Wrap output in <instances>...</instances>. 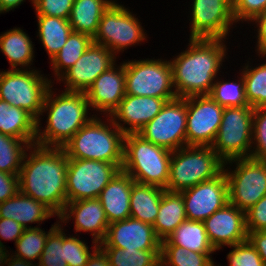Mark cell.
<instances>
[{
  "label": "cell",
  "mask_w": 266,
  "mask_h": 266,
  "mask_svg": "<svg viewBox=\"0 0 266 266\" xmlns=\"http://www.w3.org/2000/svg\"><path fill=\"white\" fill-rule=\"evenodd\" d=\"M28 149L31 153L29 157L25 154L26 161L23 160L18 174L19 192L43 203L59 216L67 203L68 157L63 147L33 144Z\"/></svg>",
  "instance_id": "cell-1"
},
{
  "label": "cell",
  "mask_w": 266,
  "mask_h": 266,
  "mask_svg": "<svg viewBox=\"0 0 266 266\" xmlns=\"http://www.w3.org/2000/svg\"><path fill=\"white\" fill-rule=\"evenodd\" d=\"M223 41L220 38H190L188 50L170 61L178 98L210 94L226 55Z\"/></svg>",
  "instance_id": "cell-2"
},
{
  "label": "cell",
  "mask_w": 266,
  "mask_h": 266,
  "mask_svg": "<svg viewBox=\"0 0 266 266\" xmlns=\"http://www.w3.org/2000/svg\"><path fill=\"white\" fill-rule=\"evenodd\" d=\"M49 88L42 113L49 111L46 128L37 126L35 144L44 147H63L72 136L92 118H88L90 104L86 93L64 91L59 96Z\"/></svg>",
  "instance_id": "cell-3"
},
{
  "label": "cell",
  "mask_w": 266,
  "mask_h": 266,
  "mask_svg": "<svg viewBox=\"0 0 266 266\" xmlns=\"http://www.w3.org/2000/svg\"><path fill=\"white\" fill-rule=\"evenodd\" d=\"M102 122L92 117L72 138L63 146L68 158L96 160L117 164L120 168L124 160L125 134L114 124ZM111 126L114 130L111 129Z\"/></svg>",
  "instance_id": "cell-4"
},
{
  "label": "cell",
  "mask_w": 266,
  "mask_h": 266,
  "mask_svg": "<svg viewBox=\"0 0 266 266\" xmlns=\"http://www.w3.org/2000/svg\"><path fill=\"white\" fill-rule=\"evenodd\" d=\"M172 151L145 140L138 133L125 134L121 170L138 183L166 189Z\"/></svg>",
  "instance_id": "cell-5"
},
{
  "label": "cell",
  "mask_w": 266,
  "mask_h": 266,
  "mask_svg": "<svg viewBox=\"0 0 266 266\" xmlns=\"http://www.w3.org/2000/svg\"><path fill=\"white\" fill-rule=\"evenodd\" d=\"M225 162L211 146H185L172 151L166 190L181 192L215 178Z\"/></svg>",
  "instance_id": "cell-6"
},
{
  "label": "cell",
  "mask_w": 266,
  "mask_h": 266,
  "mask_svg": "<svg viewBox=\"0 0 266 266\" xmlns=\"http://www.w3.org/2000/svg\"><path fill=\"white\" fill-rule=\"evenodd\" d=\"M37 70L10 69L0 72V100L30 113L40 124L42 107L51 81Z\"/></svg>",
  "instance_id": "cell-7"
},
{
  "label": "cell",
  "mask_w": 266,
  "mask_h": 266,
  "mask_svg": "<svg viewBox=\"0 0 266 266\" xmlns=\"http://www.w3.org/2000/svg\"><path fill=\"white\" fill-rule=\"evenodd\" d=\"M253 111L250 105L224 108L221 124L211 145L224 162L251 156Z\"/></svg>",
  "instance_id": "cell-8"
},
{
  "label": "cell",
  "mask_w": 266,
  "mask_h": 266,
  "mask_svg": "<svg viewBox=\"0 0 266 266\" xmlns=\"http://www.w3.org/2000/svg\"><path fill=\"white\" fill-rule=\"evenodd\" d=\"M124 68L126 94L164 98L167 102L177 98L172 90L174 85L169 61L132 60L125 62Z\"/></svg>",
  "instance_id": "cell-9"
},
{
  "label": "cell",
  "mask_w": 266,
  "mask_h": 266,
  "mask_svg": "<svg viewBox=\"0 0 266 266\" xmlns=\"http://www.w3.org/2000/svg\"><path fill=\"white\" fill-rule=\"evenodd\" d=\"M232 172L224 170L228 180L229 202L246 212L266 195V160L252 157L236 158Z\"/></svg>",
  "instance_id": "cell-10"
},
{
  "label": "cell",
  "mask_w": 266,
  "mask_h": 266,
  "mask_svg": "<svg viewBox=\"0 0 266 266\" xmlns=\"http://www.w3.org/2000/svg\"><path fill=\"white\" fill-rule=\"evenodd\" d=\"M120 170L113 163L68 158L67 202L98 198L103 188Z\"/></svg>",
  "instance_id": "cell-11"
},
{
  "label": "cell",
  "mask_w": 266,
  "mask_h": 266,
  "mask_svg": "<svg viewBox=\"0 0 266 266\" xmlns=\"http://www.w3.org/2000/svg\"><path fill=\"white\" fill-rule=\"evenodd\" d=\"M128 10L114 1L103 13L93 43L103 45L116 55L124 48L145 40L140 22Z\"/></svg>",
  "instance_id": "cell-12"
},
{
  "label": "cell",
  "mask_w": 266,
  "mask_h": 266,
  "mask_svg": "<svg viewBox=\"0 0 266 266\" xmlns=\"http://www.w3.org/2000/svg\"><path fill=\"white\" fill-rule=\"evenodd\" d=\"M187 97L166 102L139 132L145 140L175 151L186 146Z\"/></svg>",
  "instance_id": "cell-13"
},
{
  "label": "cell",
  "mask_w": 266,
  "mask_h": 266,
  "mask_svg": "<svg viewBox=\"0 0 266 266\" xmlns=\"http://www.w3.org/2000/svg\"><path fill=\"white\" fill-rule=\"evenodd\" d=\"M224 107L210 95L187 97L186 146H211L222 120Z\"/></svg>",
  "instance_id": "cell-14"
},
{
  "label": "cell",
  "mask_w": 266,
  "mask_h": 266,
  "mask_svg": "<svg viewBox=\"0 0 266 266\" xmlns=\"http://www.w3.org/2000/svg\"><path fill=\"white\" fill-rule=\"evenodd\" d=\"M190 38L225 39L233 17V0H193Z\"/></svg>",
  "instance_id": "cell-15"
},
{
  "label": "cell",
  "mask_w": 266,
  "mask_h": 266,
  "mask_svg": "<svg viewBox=\"0 0 266 266\" xmlns=\"http://www.w3.org/2000/svg\"><path fill=\"white\" fill-rule=\"evenodd\" d=\"M187 220L203 222L229 202L224 170L215 178L181 191Z\"/></svg>",
  "instance_id": "cell-16"
},
{
  "label": "cell",
  "mask_w": 266,
  "mask_h": 266,
  "mask_svg": "<svg viewBox=\"0 0 266 266\" xmlns=\"http://www.w3.org/2000/svg\"><path fill=\"white\" fill-rule=\"evenodd\" d=\"M115 58L109 49L92 42L59 80L66 81L65 91L85 93L100 74L115 65Z\"/></svg>",
  "instance_id": "cell-17"
},
{
  "label": "cell",
  "mask_w": 266,
  "mask_h": 266,
  "mask_svg": "<svg viewBox=\"0 0 266 266\" xmlns=\"http://www.w3.org/2000/svg\"><path fill=\"white\" fill-rule=\"evenodd\" d=\"M99 247H118L128 250H161V240L150 224L129 217L109 224Z\"/></svg>",
  "instance_id": "cell-18"
},
{
  "label": "cell",
  "mask_w": 266,
  "mask_h": 266,
  "mask_svg": "<svg viewBox=\"0 0 266 266\" xmlns=\"http://www.w3.org/2000/svg\"><path fill=\"white\" fill-rule=\"evenodd\" d=\"M208 238L215 250L247 240L245 212L228 202L203 221Z\"/></svg>",
  "instance_id": "cell-19"
},
{
  "label": "cell",
  "mask_w": 266,
  "mask_h": 266,
  "mask_svg": "<svg viewBox=\"0 0 266 266\" xmlns=\"http://www.w3.org/2000/svg\"><path fill=\"white\" fill-rule=\"evenodd\" d=\"M166 102L164 98L126 94L109 118L124 134L138 133L161 111ZM119 121L130 127L123 126Z\"/></svg>",
  "instance_id": "cell-20"
},
{
  "label": "cell",
  "mask_w": 266,
  "mask_h": 266,
  "mask_svg": "<svg viewBox=\"0 0 266 266\" xmlns=\"http://www.w3.org/2000/svg\"><path fill=\"white\" fill-rule=\"evenodd\" d=\"M115 67L113 65L100 74L85 92L90 107L106 112L109 116L126 95L124 63L119 69Z\"/></svg>",
  "instance_id": "cell-21"
},
{
  "label": "cell",
  "mask_w": 266,
  "mask_h": 266,
  "mask_svg": "<svg viewBox=\"0 0 266 266\" xmlns=\"http://www.w3.org/2000/svg\"><path fill=\"white\" fill-rule=\"evenodd\" d=\"M72 216L75 219V232L89 231L91 234L93 233V244L95 242L99 244L103 241L109 222L98 198L67 202L58 217L64 223Z\"/></svg>",
  "instance_id": "cell-22"
},
{
  "label": "cell",
  "mask_w": 266,
  "mask_h": 266,
  "mask_svg": "<svg viewBox=\"0 0 266 266\" xmlns=\"http://www.w3.org/2000/svg\"><path fill=\"white\" fill-rule=\"evenodd\" d=\"M134 180L120 170L103 188L98 199L109 224L130 217V196Z\"/></svg>",
  "instance_id": "cell-23"
},
{
  "label": "cell",
  "mask_w": 266,
  "mask_h": 266,
  "mask_svg": "<svg viewBox=\"0 0 266 266\" xmlns=\"http://www.w3.org/2000/svg\"><path fill=\"white\" fill-rule=\"evenodd\" d=\"M55 214L43 203L18 192L13 197L0 203V218L13 219L25 229L27 223H40Z\"/></svg>",
  "instance_id": "cell-24"
},
{
  "label": "cell",
  "mask_w": 266,
  "mask_h": 266,
  "mask_svg": "<svg viewBox=\"0 0 266 266\" xmlns=\"http://www.w3.org/2000/svg\"><path fill=\"white\" fill-rule=\"evenodd\" d=\"M0 133L35 144L37 120L27 111L0 100Z\"/></svg>",
  "instance_id": "cell-25"
},
{
  "label": "cell",
  "mask_w": 266,
  "mask_h": 266,
  "mask_svg": "<svg viewBox=\"0 0 266 266\" xmlns=\"http://www.w3.org/2000/svg\"><path fill=\"white\" fill-rule=\"evenodd\" d=\"M165 190L134 181L130 196V217L153 226Z\"/></svg>",
  "instance_id": "cell-26"
},
{
  "label": "cell",
  "mask_w": 266,
  "mask_h": 266,
  "mask_svg": "<svg viewBox=\"0 0 266 266\" xmlns=\"http://www.w3.org/2000/svg\"><path fill=\"white\" fill-rule=\"evenodd\" d=\"M185 220L187 217L182 193L165 190L153 224L156 236L161 241L165 240Z\"/></svg>",
  "instance_id": "cell-27"
},
{
  "label": "cell",
  "mask_w": 266,
  "mask_h": 266,
  "mask_svg": "<svg viewBox=\"0 0 266 266\" xmlns=\"http://www.w3.org/2000/svg\"><path fill=\"white\" fill-rule=\"evenodd\" d=\"M113 2L112 0H74L69 17L72 31L85 33L93 38L103 13Z\"/></svg>",
  "instance_id": "cell-28"
},
{
  "label": "cell",
  "mask_w": 266,
  "mask_h": 266,
  "mask_svg": "<svg viewBox=\"0 0 266 266\" xmlns=\"http://www.w3.org/2000/svg\"><path fill=\"white\" fill-rule=\"evenodd\" d=\"M161 245H177L188 251L198 253H213V248L205 230L203 222L185 220L181 223Z\"/></svg>",
  "instance_id": "cell-29"
},
{
  "label": "cell",
  "mask_w": 266,
  "mask_h": 266,
  "mask_svg": "<svg viewBox=\"0 0 266 266\" xmlns=\"http://www.w3.org/2000/svg\"><path fill=\"white\" fill-rule=\"evenodd\" d=\"M0 49L8 58L12 69L31 66L34 58L33 44L29 36L20 28L11 29L0 36ZM22 66L21 68H16Z\"/></svg>",
  "instance_id": "cell-30"
},
{
  "label": "cell",
  "mask_w": 266,
  "mask_h": 266,
  "mask_svg": "<svg viewBox=\"0 0 266 266\" xmlns=\"http://www.w3.org/2000/svg\"><path fill=\"white\" fill-rule=\"evenodd\" d=\"M37 19L39 38L52 60L66 43L72 27L68 19L46 15H37Z\"/></svg>",
  "instance_id": "cell-31"
},
{
  "label": "cell",
  "mask_w": 266,
  "mask_h": 266,
  "mask_svg": "<svg viewBox=\"0 0 266 266\" xmlns=\"http://www.w3.org/2000/svg\"><path fill=\"white\" fill-rule=\"evenodd\" d=\"M92 42L93 38L88 34L71 32L62 49L51 60L57 80L75 64ZM62 69L65 70L63 73Z\"/></svg>",
  "instance_id": "cell-32"
},
{
  "label": "cell",
  "mask_w": 266,
  "mask_h": 266,
  "mask_svg": "<svg viewBox=\"0 0 266 266\" xmlns=\"http://www.w3.org/2000/svg\"><path fill=\"white\" fill-rule=\"evenodd\" d=\"M110 266H160L161 250H128L118 247H100Z\"/></svg>",
  "instance_id": "cell-33"
},
{
  "label": "cell",
  "mask_w": 266,
  "mask_h": 266,
  "mask_svg": "<svg viewBox=\"0 0 266 266\" xmlns=\"http://www.w3.org/2000/svg\"><path fill=\"white\" fill-rule=\"evenodd\" d=\"M30 146L28 142L0 133V171L18 175L26 154L25 151H28Z\"/></svg>",
  "instance_id": "cell-34"
},
{
  "label": "cell",
  "mask_w": 266,
  "mask_h": 266,
  "mask_svg": "<svg viewBox=\"0 0 266 266\" xmlns=\"http://www.w3.org/2000/svg\"><path fill=\"white\" fill-rule=\"evenodd\" d=\"M212 253L188 251L177 245H161L160 266H212Z\"/></svg>",
  "instance_id": "cell-35"
},
{
  "label": "cell",
  "mask_w": 266,
  "mask_h": 266,
  "mask_svg": "<svg viewBox=\"0 0 266 266\" xmlns=\"http://www.w3.org/2000/svg\"><path fill=\"white\" fill-rule=\"evenodd\" d=\"M245 80V97L254 109L266 107V63L251 69L247 64L242 71Z\"/></svg>",
  "instance_id": "cell-36"
},
{
  "label": "cell",
  "mask_w": 266,
  "mask_h": 266,
  "mask_svg": "<svg viewBox=\"0 0 266 266\" xmlns=\"http://www.w3.org/2000/svg\"><path fill=\"white\" fill-rule=\"evenodd\" d=\"M58 223L52 225L49 232L43 231L38 226L36 228L24 229L22 236L17 240L15 246L17 248V253H14L17 257H20L26 261L31 262L35 259H40L43 253L44 246L46 244L48 233L52 231Z\"/></svg>",
  "instance_id": "cell-37"
},
{
  "label": "cell",
  "mask_w": 266,
  "mask_h": 266,
  "mask_svg": "<svg viewBox=\"0 0 266 266\" xmlns=\"http://www.w3.org/2000/svg\"><path fill=\"white\" fill-rule=\"evenodd\" d=\"M216 82V83H215ZM210 96L222 107H241L248 105L245 97V80L241 74L238 83L215 81Z\"/></svg>",
  "instance_id": "cell-38"
},
{
  "label": "cell",
  "mask_w": 266,
  "mask_h": 266,
  "mask_svg": "<svg viewBox=\"0 0 266 266\" xmlns=\"http://www.w3.org/2000/svg\"><path fill=\"white\" fill-rule=\"evenodd\" d=\"M58 224L50 233L39 259L38 266H68L64 254V232Z\"/></svg>",
  "instance_id": "cell-39"
},
{
  "label": "cell",
  "mask_w": 266,
  "mask_h": 266,
  "mask_svg": "<svg viewBox=\"0 0 266 266\" xmlns=\"http://www.w3.org/2000/svg\"><path fill=\"white\" fill-rule=\"evenodd\" d=\"M252 139L256 148L251 150L250 157L266 160V107L255 108L253 111Z\"/></svg>",
  "instance_id": "cell-40"
},
{
  "label": "cell",
  "mask_w": 266,
  "mask_h": 266,
  "mask_svg": "<svg viewBox=\"0 0 266 266\" xmlns=\"http://www.w3.org/2000/svg\"><path fill=\"white\" fill-rule=\"evenodd\" d=\"M228 253L229 266H265L264 261L248 240L235 244Z\"/></svg>",
  "instance_id": "cell-41"
},
{
  "label": "cell",
  "mask_w": 266,
  "mask_h": 266,
  "mask_svg": "<svg viewBox=\"0 0 266 266\" xmlns=\"http://www.w3.org/2000/svg\"><path fill=\"white\" fill-rule=\"evenodd\" d=\"M88 246L76 237L64 233V254L68 266H85L91 256Z\"/></svg>",
  "instance_id": "cell-42"
},
{
  "label": "cell",
  "mask_w": 266,
  "mask_h": 266,
  "mask_svg": "<svg viewBox=\"0 0 266 266\" xmlns=\"http://www.w3.org/2000/svg\"><path fill=\"white\" fill-rule=\"evenodd\" d=\"M74 0H35L36 15H46L68 19Z\"/></svg>",
  "instance_id": "cell-43"
},
{
  "label": "cell",
  "mask_w": 266,
  "mask_h": 266,
  "mask_svg": "<svg viewBox=\"0 0 266 266\" xmlns=\"http://www.w3.org/2000/svg\"><path fill=\"white\" fill-rule=\"evenodd\" d=\"M266 10V0H233L235 22L250 20Z\"/></svg>",
  "instance_id": "cell-44"
},
{
  "label": "cell",
  "mask_w": 266,
  "mask_h": 266,
  "mask_svg": "<svg viewBox=\"0 0 266 266\" xmlns=\"http://www.w3.org/2000/svg\"><path fill=\"white\" fill-rule=\"evenodd\" d=\"M247 232L266 231V195L245 212Z\"/></svg>",
  "instance_id": "cell-45"
},
{
  "label": "cell",
  "mask_w": 266,
  "mask_h": 266,
  "mask_svg": "<svg viewBox=\"0 0 266 266\" xmlns=\"http://www.w3.org/2000/svg\"><path fill=\"white\" fill-rule=\"evenodd\" d=\"M19 192V177L0 171V203L13 197Z\"/></svg>",
  "instance_id": "cell-46"
},
{
  "label": "cell",
  "mask_w": 266,
  "mask_h": 266,
  "mask_svg": "<svg viewBox=\"0 0 266 266\" xmlns=\"http://www.w3.org/2000/svg\"><path fill=\"white\" fill-rule=\"evenodd\" d=\"M24 227L13 219L0 218V238L14 240L15 243L22 236Z\"/></svg>",
  "instance_id": "cell-47"
},
{
  "label": "cell",
  "mask_w": 266,
  "mask_h": 266,
  "mask_svg": "<svg viewBox=\"0 0 266 266\" xmlns=\"http://www.w3.org/2000/svg\"><path fill=\"white\" fill-rule=\"evenodd\" d=\"M252 20L253 22L255 21V23L258 22L257 26L259 25L257 32V51H259L258 53L261 54V56L266 57V10L262 14L255 16Z\"/></svg>",
  "instance_id": "cell-48"
},
{
  "label": "cell",
  "mask_w": 266,
  "mask_h": 266,
  "mask_svg": "<svg viewBox=\"0 0 266 266\" xmlns=\"http://www.w3.org/2000/svg\"><path fill=\"white\" fill-rule=\"evenodd\" d=\"M247 240L256 249L266 266V231L248 232Z\"/></svg>",
  "instance_id": "cell-49"
},
{
  "label": "cell",
  "mask_w": 266,
  "mask_h": 266,
  "mask_svg": "<svg viewBox=\"0 0 266 266\" xmlns=\"http://www.w3.org/2000/svg\"><path fill=\"white\" fill-rule=\"evenodd\" d=\"M92 252L85 266H110L105 252L99 247L97 242L93 245Z\"/></svg>",
  "instance_id": "cell-50"
},
{
  "label": "cell",
  "mask_w": 266,
  "mask_h": 266,
  "mask_svg": "<svg viewBox=\"0 0 266 266\" xmlns=\"http://www.w3.org/2000/svg\"><path fill=\"white\" fill-rule=\"evenodd\" d=\"M24 0H0V13L8 12L19 6ZM34 3L35 0H31Z\"/></svg>",
  "instance_id": "cell-51"
},
{
  "label": "cell",
  "mask_w": 266,
  "mask_h": 266,
  "mask_svg": "<svg viewBox=\"0 0 266 266\" xmlns=\"http://www.w3.org/2000/svg\"><path fill=\"white\" fill-rule=\"evenodd\" d=\"M10 257L7 259V262H6V265L8 266H34L32 262L26 261L20 257L14 256V255Z\"/></svg>",
  "instance_id": "cell-52"
},
{
  "label": "cell",
  "mask_w": 266,
  "mask_h": 266,
  "mask_svg": "<svg viewBox=\"0 0 266 266\" xmlns=\"http://www.w3.org/2000/svg\"><path fill=\"white\" fill-rule=\"evenodd\" d=\"M6 249H4V245L0 240V266H3L6 264L7 259L9 255L5 252Z\"/></svg>",
  "instance_id": "cell-53"
}]
</instances>
